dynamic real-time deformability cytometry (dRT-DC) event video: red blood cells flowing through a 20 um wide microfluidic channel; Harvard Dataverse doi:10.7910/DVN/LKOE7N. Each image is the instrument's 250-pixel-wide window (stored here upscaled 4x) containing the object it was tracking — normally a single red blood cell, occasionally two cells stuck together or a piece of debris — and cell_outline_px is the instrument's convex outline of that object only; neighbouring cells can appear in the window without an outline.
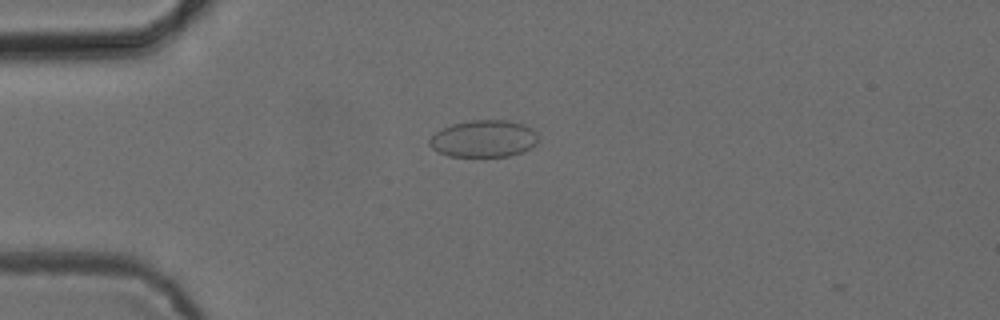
{"species": "common noctule bat (a hibernating species)", "species_latin": "Nyctalus noctula", "temperature_condition": "cold", "stored_images_in_passage": 3, "camera_frame_rate_fps": 3000, "um_per_image_px": 0.085, "animal": {"sex": "female", "body_mass_g": 24.6, "forearm_length_mm": 56.2}, "frame": {"image": 1, "passage_image": 1, "time_ms": 0.0, "image_size_px": [1000, 320], "cell_outline_px": [[536, 144], [532, 148], [508, 156], [448, 156], [436, 152], [428, 144], [428, 140], [436, 132], [452, 124], [472, 120], [508, 120], [524, 124], [532, 128], [536, 132]], "centroid_in_image_um": [41.1, 11.79], "position_along_channel_um": 43.9, "area_um2": 23.47}}